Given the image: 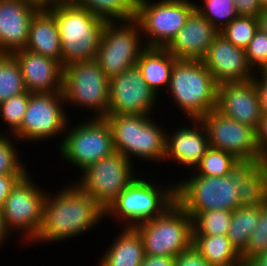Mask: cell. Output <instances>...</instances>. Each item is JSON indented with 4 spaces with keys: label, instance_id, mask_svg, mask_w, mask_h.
Listing matches in <instances>:
<instances>
[{
    "label": "cell",
    "instance_id": "cell-23",
    "mask_svg": "<svg viewBox=\"0 0 267 266\" xmlns=\"http://www.w3.org/2000/svg\"><path fill=\"white\" fill-rule=\"evenodd\" d=\"M227 176L235 184L239 207H260L267 202V162L237 160Z\"/></svg>",
    "mask_w": 267,
    "mask_h": 266
},
{
    "label": "cell",
    "instance_id": "cell-21",
    "mask_svg": "<svg viewBox=\"0 0 267 266\" xmlns=\"http://www.w3.org/2000/svg\"><path fill=\"white\" fill-rule=\"evenodd\" d=\"M12 55L21 68L27 92H62L63 66L58 61L26 49L16 50Z\"/></svg>",
    "mask_w": 267,
    "mask_h": 266
},
{
    "label": "cell",
    "instance_id": "cell-44",
    "mask_svg": "<svg viewBox=\"0 0 267 266\" xmlns=\"http://www.w3.org/2000/svg\"><path fill=\"white\" fill-rule=\"evenodd\" d=\"M176 257L145 255L140 266H175Z\"/></svg>",
    "mask_w": 267,
    "mask_h": 266
},
{
    "label": "cell",
    "instance_id": "cell-31",
    "mask_svg": "<svg viewBox=\"0 0 267 266\" xmlns=\"http://www.w3.org/2000/svg\"><path fill=\"white\" fill-rule=\"evenodd\" d=\"M231 217L227 210L199 212L192 218V235H227Z\"/></svg>",
    "mask_w": 267,
    "mask_h": 266
},
{
    "label": "cell",
    "instance_id": "cell-20",
    "mask_svg": "<svg viewBox=\"0 0 267 266\" xmlns=\"http://www.w3.org/2000/svg\"><path fill=\"white\" fill-rule=\"evenodd\" d=\"M38 11L28 0H0V54L25 48L30 22Z\"/></svg>",
    "mask_w": 267,
    "mask_h": 266
},
{
    "label": "cell",
    "instance_id": "cell-15",
    "mask_svg": "<svg viewBox=\"0 0 267 266\" xmlns=\"http://www.w3.org/2000/svg\"><path fill=\"white\" fill-rule=\"evenodd\" d=\"M199 120L206 129L211 148L231 153L238 160H263L254 128L223 115L217 109Z\"/></svg>",
    "mask_w": 267,
    "mask_h": 266
},
{
    "label": "cell",
    "instance_id": "cell-14",
    "mask_svg": "<svg viewBox=\"0 0 267 266\" xmlns=\"http://www.w3.org/2000/svg\"><path fill=\"white\" fill-rule=\"evenodd\" d=\"M29 173L11 189L2 207L8 230L21 233L22 241L27 243H31L40 230L47 194Z\"/></svg>",
    "mask_w": 267,
    "mask_h": 266
},
{
    "label": "cell",
    "instance_id": "cell-37",
    "mask_svg": "<svg viewBox=\"0 0 267 266\" xmlns=\"http://www.w3.org/2000/svg\"><path fill=\"white\" fill-rule=\"evenodd\" d=\"M267 251V202L260 206L259 224L251 234L246 248L240 253L246 265L251 259Z\"/></svg>",
    "mask_w": 267,
    "mask_h": 266
},
{
    "label": "cell",
    "instance_id": "cell-25",
    "mask_svg": "<svg viewBox=\"0 0 267 266\" xmlns=\"http://www.w3.org/2000/svg\"><path fill=\"white\" fill-rule=\"evenodd\" d=\"M99 259L98 266H140L144 257V245L139 232L132 227H122Z\"/></svg>",
    "mask_w": 267,
    "mask_h": 266
},
{
    "label": "cell",
    "instance_id": "cell-49",
    "mask_svg": "<svg viewBox=\"0 0 267 266\" xmlns=\"http://www.w3.org/2000/svg\"><path fill=\"white\" fill-rule=\"evenodd\" d=\"M262 9L267 8V0H259Z\"/></svg>",
    "mask_w": 267,
    "mask_h": 266
},
{
    "label": "cell",
    "instance_id": "cell-6",
    "mask_svg": "<svg viewBox=\"0 0 267 266\" xmlns=\"http://www.w3.org/2000/svg\"><path fill=\"white\" fill-rule=\"evenodd\" d=\"M134 228L145 255L177 257L192 247V218L176 201L158 217Z\"/></svg>",
    "mask_w": 267,
    "mask_h": 266
},
{
    "label": "cell",
    "instance_id": "cell-30",
    "mask_svg": "<svg viewBox=\"0 0 267 266\" xmlns=\"http://www.w3.org/2000/svg\"><path fill=\"white\" fill-rule=\"evenodd\" d=\"M26 91L15 57L12 54H0V103Z\"/></svg>",
    "mask_w": 267,
    "mask_h": 266
},
{
    "label": "cell",
    "instance_id": "cell-45",
    "mask_svg": "<svg viewBox=\"0 0 267 266\" xmlns=\"http://www.w3.org/2000/svg\"><path fill=\"white\" fill-rule=\"evenodd\" d=\"M34 4L39 10H50L59 6L74 5L75 0H34Z\"/></svg>",
    "mask_w": 267,
    "mask_h": 266
},
{
    "label": "cell",
    "instance_id": "cell-26",
    "mask_svg": "<svg viewBox=\"0 0 267 266\" xmlns=\"http://www.w3.org/2000/svg\"><path fill=\"white\" fill-rule=\"evenodd\" d=\"M177 59L165 48H146L137 60V67L148 86L159 96L169 86L170 74Z\"/></svg>",
    "mask_w": 267,
    "mask_h": 266
},
{
    "label": "cell",
    "instance_id": "cell-29",
    "mask_svg": "<svg viewBox=\"0 0 267 266\" xmlns=\"http://www.w3.org/2000/svg\"><path fill=\"white\" fill-rule=\"evenodd\" d=\"M136 2L137 0H75L74 5L87 9L107 22H114L135 19Z\"/></svg>",
    "mask_w": 267,
    "mask_h": 266
},
{
    "label": "cell",
    "instance_id": "cell-7",
    "mask_svg": "<svg viewBox=\"0 0 267 266\" xmlns=\"http://www.w3.org/2000/svg\"><path fill=\"white\" fill-rule=\"evenodd\" d=\"M62 93L66 105L91 109L93 118L107 116L109 78L95 59L63 66Z\"/></svg>",
    "mask_w": 267,
    "mask_h": 266
},
{
    "label": "cell",
    "instance_id": "cell-36",
    "mask_svg": "<svg viewBox=\"0 0 267 266\" xmlns=\"http://www.w3.org/2000/svg\"><path fill=\"white\" fill-rule=\"evenodd\" d=\"M30 92L12 96L9 100L0 103V118L7 129L2 134L13 135L20 127L28 106Z\"/></svg>",
    "mask_w": 267,
    "mask_h": 266
},
{
    "label": "cell",
    "instance_id": "cell-24",
    "mask_svg": "<svg viewBox=\"0 0 267 266\" xmlns=\"http://www.w3.org/2000/svg\"><path fill=\"white\" fill-rule=\"evenodd\" d=\"M26 50L58 61L62 65L61 39L55 18L47 10H39L29 26Z\"/></svg>",
    "mask_w": 267,
    "mask_h": 266
},
{
    "label": "cell",
    "instance_id": "cell-13",
    "mask_svg": "<svg viewBox=\"0 0 267 266\" xmlns=\"http://www.w3.org/2000/svg\"><path fill=\"white\" fill-rule=\"evenodd\" d=\"M64 105L62 92L30 93L21 127L13 135L26 143L56 139L61 135L60 147L66 127L71 123Z\"/></svg>",
    "mask_w": 267,
    "mask_h": 266
},
{
    "label": "cell",
    "instance_id": "cell-4",
    "mask_svg": "<svg viewBox=\"0 0 267 266\" xmlns=\"http://www.w3.org/2000/svg\"><path fill=\"white\" fill-rule=\"evenodd\" d=\"M47 11L58 26L62 66L96 58L107 21L75 5L59 6Z\"/></svg>",
    "mask_w": 267,
    "mask_h": 266
},
{
    "label": "cell",
    "instance_id": "cell-46",
    "mask_svg": "<svg viewBox=\"0 0 267 266\" xmlns=\"http://www.w3.org/2000/svg\"><path fill=\"white\" fill-rule=\"evenodd\" d=\"M11 232L8 230L6 223H5V218L2 213V209H0V247L10 238ZM7 239V240H6Z\"/></svg>",
    "mask_w": 267,
    "mask_h": 266
},
{
    "label": "cell",
    "instance_id": "cell-22",
    "mask_svg": "<svg viewBox=\"0 0 267 266\" xmlns=\"http://www.w3.org/2000/svg\"><path fill=\"white\" fill-rule=\"evenodd\" d=\"M219 31L196 9L165 47L176 59L201 60Z\"/></svg>",
    "mask_w": 267,
    "mask_h": 266
},
{
    "label": "cell",
    "instance_id": "cell-28",
    "mask_svg": "<svg viewBox=\"0 0 267 266\" xmlns=\"http://www.w3.org/2000/svg\"><path fill=\"white\" fill-rule=\"evenodd\" d=\"M260 207H239L232 212L227 237L240 254L259 224Z\"/></svg>",
    "mask_w": 267,
    "mask_h": 266
},
{
    "label": "cell",
    "instance_id": "cell-35",
    "mask_svg": "<svg viewBox=\"0 0 267 266\" xmlns=\"http://www.w3.org/2000/svg\"><path fill=\"white\" fill-rule=\"evenodd\" d=\"M19 142L14 135L0 134V174L1 175H26L29 170L21 162L20 151L14 143ZM20 160V161H19Z\"/></svg>",
    "mask_w": 267,
    "mask_h": 266
},
{
    "label": "cell",
    "instance_id": "cell-34",
    "mask_svg": "<svg viewBox=\"0 0 267 266\" xmlns=\"http://www.w3.org/2000/svg\"><path fill=\"white\" fill-rule=\"evenodd\" d=\"M258 31V20L252 16H237L219 31L228 41L238 48L246 49Z\"/></svg>",
    "mask_w": 267,
    "mask_h": 266
},
{
    "label": "cell",
    "instance_id": "cell-2",
    "mask_svg": "<svg viewBox=\"0 0 267 266\" xmlns=\"http://www.w3.org/2000/svg\"><path fill=\"white\" fill-rule=\"evenodd\" d=\"M166 90L185 119L199 120L217 109L218 84L201 60L177 59Z\"/></svg>",
    "mask_w": 267,
    "mask_h": 266
},
{
    "label": "cell",
    "instance_id": "cell-47",
    "mask_svg": "<svg viewBox=\"0 0 267 266\" xmlns=\"http://www.w3.org/2000/svg\"><path fill=\"white\" fill-rule=\"evenodd\" d=\"M258 20V29L267 34V8L261 10L259 15L257 16Z\"/></svg>",
    "mask_w": 267,
    "mask_h": 266
},
{
    "label": "cell",
    "instance_id": "cell-41",
    "mask_svg": "<svg viewBox=\"0 0 267 266\" xmlns=\"http://www.w3.org/2000/svg\"><path fill=\"white\" fill-rule=\"evenodd\" d=\"M238 16H252L257 18L262 8L259 0H233Z\"/></svg>",
    "mask_w": 267,
    "mask_h": 266
},
{
    "label": "cell",
    "instance_id": "cell-42",
    "mask_svg": "<svg viewBox=\"0 0 267 266\" xmlns=\"http://www.w3.org/2000/svg\"><path fill=\"white\" fill-rule=\"evenodd\" d=\"M256 142L262 159L267 162V113H262L256 130Z\"/></svg>",
    "mask_w": 267,
    "mask_h": 266
},
{
    "label": "cell",
    "instance_id": "cell-40",
    "mask_svg": "<svg viewBox=\"0 0 267 266\" xmlns=\"http://www.w3.org/2000/svg\"><path fill=\"white\" fill-rule=\"evenodd\" d=\"M253 81L259 95L261 112L267 113V72H255Z\"/></svg>",
    "mask_w": 267,
    "mask_h": 266
},
{
    "label": "cell",
    "instance_id": "cell-19",
    "mask_svg": "<svg viewBox=\"0 0 267 266\" xmlns=\"http://www.w3.org/2000/svg\"><path fill=\"white\" fill-rule=\"evenodd\" d=\"M189 121L190 124L188 123L187 126L186 124H184L185 126L178 125V128H174L171 133L167 130L164 162L172 160L178 165H183L184 168L187 166L188 171L191 169L194 171L210 148V144L206 129L201 121Z\"/></svg>",
    "mask_w": 267,
    "mask_h": 266
},
{
    "label": "cell",
    "instance_id": "cell-39",
    "mask_svg": "<svg viewBox=\"0 0 267 266\" xmlns=\"http://www.w3.org/2000/svg\"><path fill=\"white\" fill-rule=\"evenodd\" d=\"M175 266H210L206 260L191 247L176 257Z\"/></svg>",
    "mask_w": 267,
    "mask_h": 266
},
{
    "label": "cell",
    "instance_id": "cell-27",
    "mask_svg": "<svg viewBox=\"0 0 267 266\" xmlns=\"http://www.w3.org/2000/svg\"><path fill=\"white\" fill-rule=\"evenodd\" d=\"M192 247L210 266H245L227 235H192Z\"/></svg>",
    "mask_w": 267,
    "mask_h": 266
},
{
    "label": "cell",
    "instance_id": "cell-9",
    "mask_svg": "<svg viewBox=\"0 0 267 266\" xmlns=\"http://www.w3.org/2000/svg\"><path fill=\"white\" fill-rule=\"evenodd\" d=\"M142 37L135 19L106 22L95 60L109 79L136 66L146 49Z\"/></svg>",
    "mask_w": 267,
    "mask_h": 266
},
{
    "label": "cell",
    "instance_id": "cell-5",
    "mask_svg": "<svg viewBox=\"0 0 267 266\" xmlns=\"http://www.w3.org/2000/svg\"><path fill=\"white\" fill-rule=\"evenodd\" d=\"M137 174L128 187L117 197L105 211V218L112 217L123 224V227H132L152 220L161 215L175 201V184H158L152 179ZM146 178V179H145Z\"/></svg>",
    "mask_w": 267,
    "mask_h": 266
},
{
    "label": "cell",
    "instance_id": "cell-33",
    "mask_svg": "<svg viewBox=\"0 0 267 266\" xmlns=\"http://www.w3.org/2000/svg\"><path fill=\"white\" fill-rule=\"evenodd\" d=\"M237 160L231 153L210 147L193 172L200 176L225 177Z\"/></svg>",
    "mask_w": 267,
    "mask_h": 266
},
{
    "label": "cell",
    "instance_id": "cell-48",
    "mask_svg": "<svg viewBox=\"0 0 267 266\" xmlns=\"http://www.w3.org/2000/svg\"><path fill=\"white\" fill-rule=\"evenodd\" d=\"M245 266H267V251L251 259Z\"/></svg>",
    "mask_w": 267,
    "mask_h": 266
},
{
    "label": "cell",
    "instance_id": "cell-10",
    "mask_svg": "<svg viewBox=\"0 0 267 266\" xmlns=\"http://www.w3.org/2000/svg\"><path fill=\"white\" fill-rule=\"evenodd\" d=\"M87 119L83 120L84 123L80 121L70 127L67 125L58 149L66 162L82 171L115 152L112 130L107 120L92 117Z\"/></svg>",
    "mask_w": 267,
    "mask_h": 266
},
{
    "label": "cell",
    "instance_id": "cell-17",
    "mask_svg": "<svg viewBox=\"0 0 267 266\" xmlns=\"http://www.w3.org/2000/svg\"><path fill=\"white\" fill-rule=\"evenodd\" d=\"M201 61L218 85L250 81L255 75L245 50L232 44L220 33Z\"/></svg>",
    "mask_w": 267,
    "mask_h": 266
},
{
    "label": "cell",
    "instance_id": "cell-11",
    "mask_svg": "<svg viewBox=\"0 0 267 266\" xmlns=\"http://www.w3.org/2000/svg\"><path fill=\"white\" fill-rule=\"evenodd\" d=\"M133 166L115 151L80 171L81 177L74 183L106 211L137 176Z\"/></svg>",
    "mask_w": 267,
    "mask_h": 266
},
{
    "label": "cell",
    "instance_id": "cell-18",
    "mask_svg": "<svg viewBox=\"0 0 267 266\" xmlns=\"http://www.w3.org/2000/svg\"><path fill=\"white\" fill-rule=\"evenodd\" d=\"M217 110L257 130L262 112L254 81L218 85Z\"/></svg>",
    "mask_w": 267,
    "mask_h": 266
},
{
    "label": "cell",
    "instance_id": "cell-1",
    "mask_svg": "<svg viewBox=\"0 0 267 266\" xmlns=\"http://www.w3.org/2000/svg\"><path fill=\"white\" fill-rule=\"evenodd\" d=\"M52 193L46 194L43 221L31 244L70 240L95 228L105 217V211L74 182Z\"/></svg>",
    "mask_w": 267,
    "mask_h": 266
},
{
    "label": "cell",
    "instance_id": "cell-38",
    "mask_svg": "<svg viewBox=\"0 0 267 266\" xmlns=\"http://www.w3.org/2000/svg\"><path fill=\"white\" fill-rule=\"evenodd\" d=\"M248 63L254 72L267 69V34L259 29L245 49Z\"/></svg>",
    "mask_w": 267,
    "mask_h": 266
},
{
    "label": "cell",
    "instance_id": "cell-12",
    "mask_svg": "<svg viewBox=\"0 0 267 266\" xmlns=\"http://www.w3.org/2000/svg\"><path fill=\"white\" fill-rule=\"evenodd\" d=\"M184 179L175 183V198L191 218L202 211L239 208L237 189L228 176H200L191 171Z\"/></svg>",
    "mask_w": 267,
    "mask_h": 266
},
{
    "label": "cell",
    "instance_id": "cell-3",
    "mask_svg": "<svg viewBox=\"0 0 267 266\" xmlns=\"http://www.w3.org/2000/svg\"><path fill=\"white\" fill-rule=\"evenodd\" d=\"M150 115H107L115 151L124 155L131 163L133 157L146 162L164 163L167 128L161 127ZM166 129V130H165Z\"/></svg>",
    "mask_w": 267,
    "mask_h": 266
},
{
    "label": "cell",
    "instance_id": "cell-8",
    "mask_svg": "<svg viewBox=\"0 0 267 266\" xmlns=\"http://www.w3.org/2000/svg\"><path fill=\"white\" fill-rule=\"evenodd\" d=\"M137 0L135 20L146 48H165L195 10L190 0Z\"/></svg>",
    "mask_w": 267,
    "mask_h": 266
},
{
    "label": "cell",
    "instance_id": "cell-43",
    "mask_svg": "<svg viewBox=\"0 0 267 266\" xmlns=\"http://www.w3.org/2000/svg\"><path fill=\"white\" fill-rule=\"evenodd\" d=\"M24 176L25 175H1L0 174V209H2L6 198L10 194L11 189Z\"/></svg>",
    "mask_w": 267,
    "mask_h": 266
},
{
    "label": "cell",
    "instance_id": "cell-32",
    "mask_svg": "<svg viewBox=\"0 0 267 266\" xmlns=\"http://www.w3.org/2000/svg\"><path fill=\"white\" fill-rule=\"evenodd\" d=\"M203 5L195 3V9L218 30H222L237 16L233 0H202Z\"/></svg>",
    "mask_w": 267,
    "mask_h": 266
},
{
    "label": "cell",
    "instance_id": "cell-16",
    "mask_svg": "<svg viewBox=\"0 0 267 266\" xmlns=\"http://www.w3.org/2000/svg\"><path fill=\"white\" fill-rule=\"evenodd\" d=\"M158 95L148 86L136 66L109 79L107 115H153Z\"/></svg>",
    "mask_w": 267,
    "mask_h": 266
}]
</instances>
